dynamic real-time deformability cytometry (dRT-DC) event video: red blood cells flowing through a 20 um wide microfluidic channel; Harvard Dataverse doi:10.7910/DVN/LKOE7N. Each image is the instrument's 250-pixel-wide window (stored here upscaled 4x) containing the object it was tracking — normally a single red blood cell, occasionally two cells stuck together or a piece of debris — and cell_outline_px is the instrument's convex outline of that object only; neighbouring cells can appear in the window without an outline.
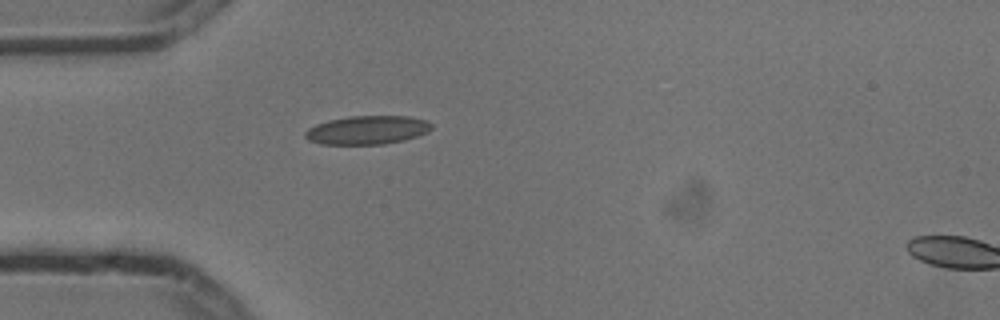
{"species": "common noctule bat (a hibernating species)", "species_latin": "Nyctalus noctula", "temperature_condition": "cold", "stored_images_in_passage": 4, "camera_frame_rate_fps": 3000, "um_per_image_px": 0.085, "animal": {"sex": "male", "body_mass_g": 13.3}, "frame": {"image": 1, "passage_image": 4, "time_ms": 1.0, "image_size_px": [1000, 320], "cell_outline_px": [[432, 128], [428, 132], [404, 140], [384, 144], [320, 144], [308, 140], [304, 136], [304, 132], [308, 128], [316, 124], [328, 120], [348, 116], [408, 116], [424, 120], [432, 124]], "centroid_in_image_um": [31.18, 11.05], "position_along_channel_um": 53.8, "area_um2": 21.1}}